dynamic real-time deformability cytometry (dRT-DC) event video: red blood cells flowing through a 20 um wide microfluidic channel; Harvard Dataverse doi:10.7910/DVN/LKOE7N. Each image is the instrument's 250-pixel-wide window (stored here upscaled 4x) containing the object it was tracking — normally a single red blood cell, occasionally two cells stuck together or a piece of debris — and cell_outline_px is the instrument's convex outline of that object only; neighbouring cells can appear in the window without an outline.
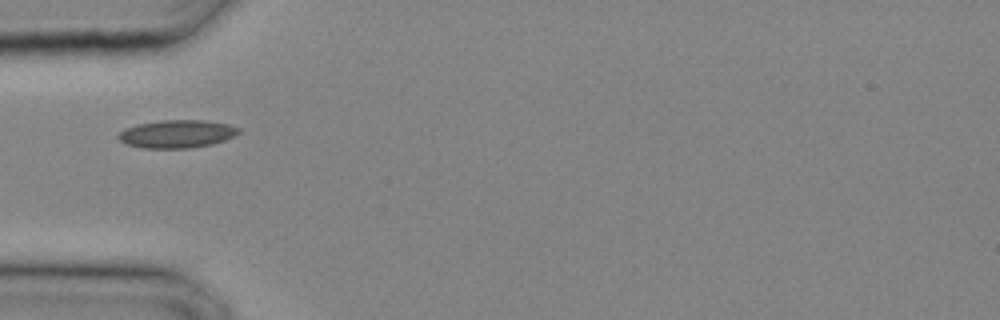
{"species": "common noctule bat (a hibernating species)", "species_latin": "Nyctalus noctula", "temperature_condition": "cold", "stored_images_in_passage": 19, "camera_frame_rate_fps": 3000, "um_per_image_px": 0.085, "animal": {"sex": "male", "body_mass_g": 20.4}, "frame": {"image": 1, "passage_image": 1, "time_ms": 0.0, "image_size_px": [1000, 320], "cell_outline_px": [[240, 132], [224, 140], [212, 144], [192, 148], [144, 148], [128, 144], [120, 140], [116, 136], [124, 128], [140, 124], [160, 120], [204, 120], [228, 124], [240, 128]], "centroid_in_image_um": [15.04, 11.38], "position_along_channel_um": 70.0, "area_um2": 19.48}}
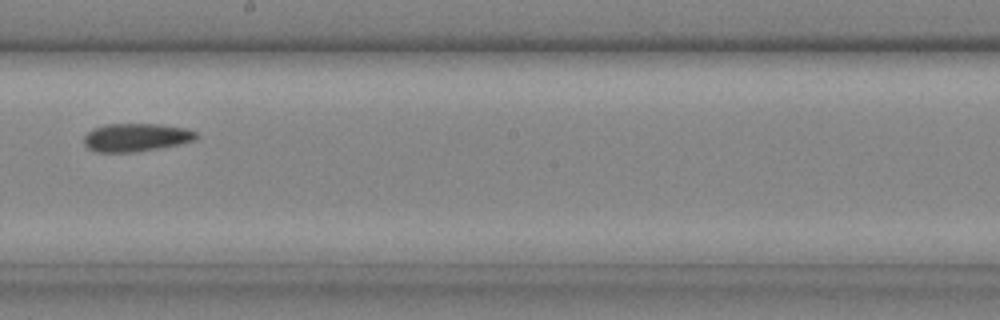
{"frame": {"image": 2, "passage_image": 9, "time_ms": 2.667, "image_size_px": [1000, 320], "cell_outline_px": [[200, 136], [196, 140], [136, 152], [96, 152], [88, 148], [84, 144], [84, 136], [92, 128], [108, 124], [160, 124], [184, 128], [196, 132]], "centroid_in_image_um": [11.54, 11.67], "position_along_channel_um": 236.7, "area_um2": 18.32}}
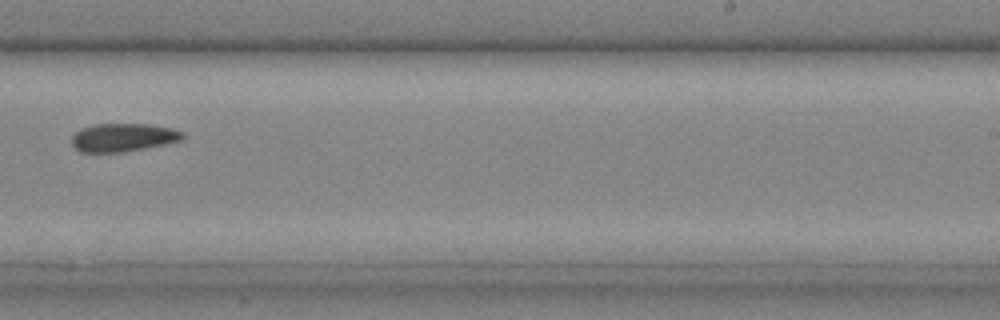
{"frame": {"image": 3, "passage_image": 11, "time_ms": 3.333, "image_size_px": [1000, 320], "cell_outline_px": [[184, 140], [124, 152], [80, 152], [72, 144], [72, 136], [80, 128], [92, 124], [148, 124], [172, 128], [184, 132]], "centroid_in_image_um": [10.47, 11.67], "position_along_channel_um": 278.5, "area_um2": 18.32}}